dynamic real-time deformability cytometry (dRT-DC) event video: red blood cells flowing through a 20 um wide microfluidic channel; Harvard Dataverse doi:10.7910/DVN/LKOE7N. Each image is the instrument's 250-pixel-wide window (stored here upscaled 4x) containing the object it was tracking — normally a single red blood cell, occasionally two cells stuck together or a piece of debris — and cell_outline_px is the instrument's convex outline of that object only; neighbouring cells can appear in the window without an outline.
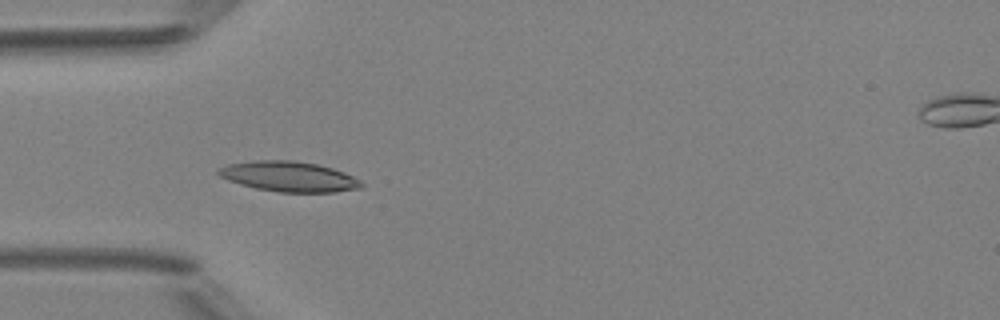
{"species": "Egyptian fruit bat (a non-hibernating species)", "species_latin": "Rousettus aegyptiacus", "temperature_condition": "room temperature", "stored_images_in_passage": 5, "camera_frame_rate_fps": 3000, "um_per_image_px": 0.085, "animal": {"sex": "female"}, "frame": {"image": 1, "passage_image": 5, "time_ms": 4.667, "image_size_px": [1000, 320], "cell_outline_px": [[364, 184], [360, 188], [336, 192], [280, 192], [256, 188], [240, 184], [228, 180], [220, 176], [216, 172], [216, 168], [228, 164], [252, 160], [292, 160], [316, 164], [332, 168], [344, 172], [360, 180]], "centroid_in_image_um": [24.53, 15.0], "position_along_channel_um": 60.5, "area_um2": 25.2}}